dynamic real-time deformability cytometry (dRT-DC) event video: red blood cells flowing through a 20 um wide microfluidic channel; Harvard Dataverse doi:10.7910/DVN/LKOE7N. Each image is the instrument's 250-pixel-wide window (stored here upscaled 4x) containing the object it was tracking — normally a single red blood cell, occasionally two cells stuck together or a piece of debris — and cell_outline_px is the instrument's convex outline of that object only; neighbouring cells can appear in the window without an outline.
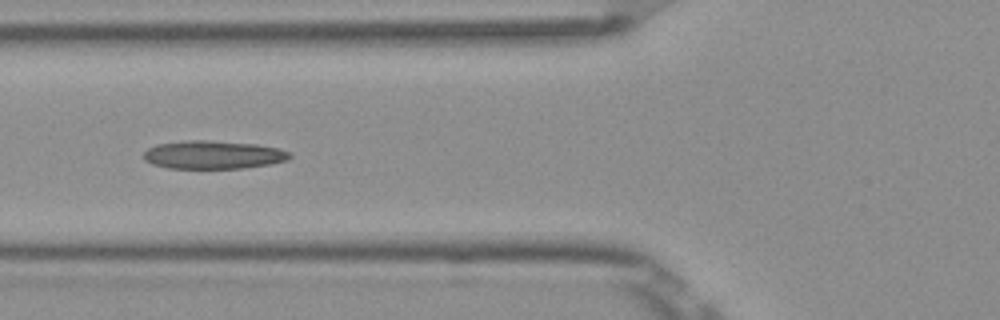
{"species": "Egyptian fruit bat (a non-hibernating species)", "species_latin": "Rousettus aegyptiacus", "temperature_condition": "room temperature", "stored_images_in_passage": 8, "camera_frame_rate_fps": 3000, "um_per_image_px": 0.085, "frame": {"image": 1, "passage_image": 6, "time_ms": 1.667, "image_size_px": [1000, 320], "cell_outline_px": [[292, 156], [288, 160], [272, 164], [244, 168], [168, 168], [152, 164], [144, 160], [144, 152], [148, 148], [156, 144], [184, 140], [208, 140], [256, 144], [280, 148], [292, 152]], "centroid_in_image_um": [18.16, 13.15], "position_along_channel_um": 107.6, "area_um2": 24.33}}
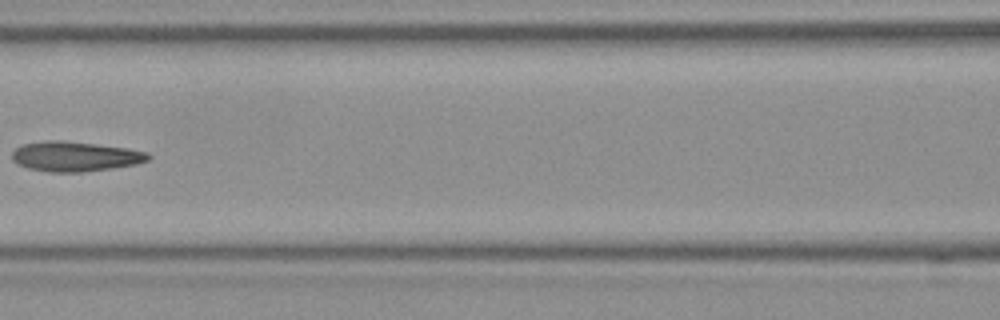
{"frame": {"image": 2, "passage_image": 7, "time_ms": 2.0, "image_size_px": [1000, 320], "cell_outline_px": [[152, 156], [148, 160], [136, 164], [112, 168], [80, 172], [48, 172], [28, 168], [16, 164], [12, 160], [12, 152], [16, 148], [24, 144], [44, 140], [64, 140], [128, 148], [148, 152]], "centroid_in_image_um": [6.37, 13.29], "position_along_channel_um": 160.2, "area_um2": 23.87}}
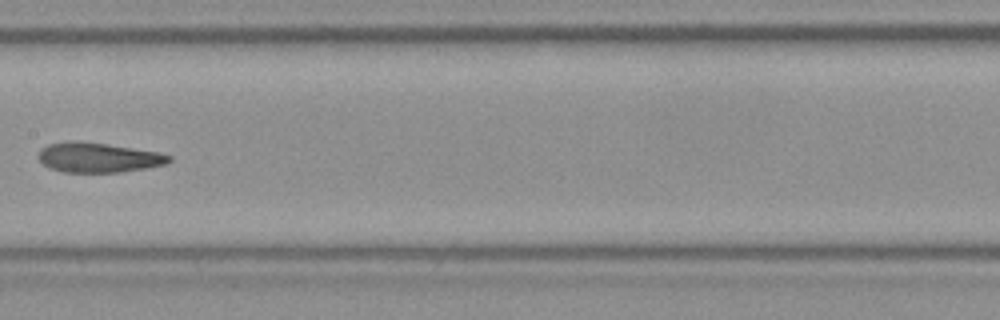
{"frame": {"image": 3, "passage_image": 8, "time_ms": 2.333, "image_size_px": [1000, 320], "cell_outline_px": [[172, 160], [164, 164], [144, 168], [120, 172], [64, 172], [48, 168], [36, 156], [40, 148], [48, 144], [68, 140], [72, 140], [108, 144], [160, 152], [172, 156]], "centroid_in_image_um": [8.31, 13.37], "position_along_channel_um": 199.1, "area_um2": 22.83}}